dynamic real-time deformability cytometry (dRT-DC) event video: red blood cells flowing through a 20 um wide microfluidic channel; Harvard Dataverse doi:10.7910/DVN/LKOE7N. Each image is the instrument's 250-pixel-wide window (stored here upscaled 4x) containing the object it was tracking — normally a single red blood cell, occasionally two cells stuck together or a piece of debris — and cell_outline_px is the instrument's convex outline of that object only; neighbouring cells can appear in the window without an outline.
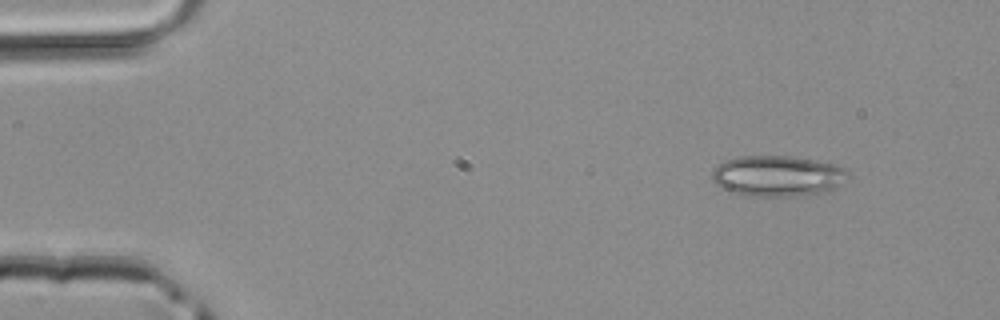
{"species": "common noctule bat (a hibernating species)", "species_latin": "Nyctalus noctula", "temperature_condition": "room temperature", "stored_images_in_passage": 3, "camera_frame_rate_fps": 3000, "um_per_image_px": 0.085, "animal": {"sex": "male", "body_mass_g": 20.4}, "frame": {"image": 1, "passage_image": 1, "time_ms": 0.0, "image_size_px": [1000, 320], "cell_outline_px": [[852, 176], [840, 184], [824, 192], [792, 196], [748, 196], [732, 192], [716, 184], [712, 176], [712, 172], [724, 160], [740, 156], [788, 156], [816, 160], [836, 164], [844, 168]], "centroid_in_image_um": [66.13, 14.95], "position_along_channel_um": 18.9, "area_um2": 32.19}}